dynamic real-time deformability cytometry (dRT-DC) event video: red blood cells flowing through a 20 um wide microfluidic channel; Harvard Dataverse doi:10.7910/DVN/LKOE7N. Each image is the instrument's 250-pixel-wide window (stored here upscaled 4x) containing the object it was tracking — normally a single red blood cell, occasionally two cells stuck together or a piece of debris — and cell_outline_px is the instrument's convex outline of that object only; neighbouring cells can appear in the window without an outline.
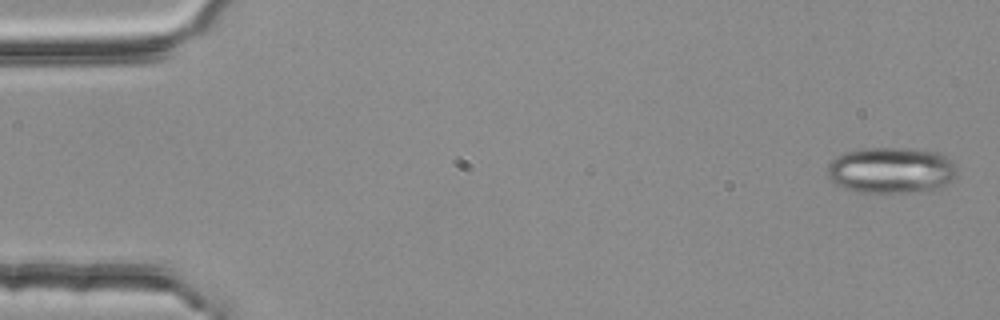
{"species": "common noctule bat (a hibernating species)", "species_latin": "Nyctalus noctula", "temperature_condition": "room temperature", "stored_images_in_passage": 4, "camera_frame_rate_fps": 3000, "um_per_image_px": 0.085, "animal": {"sex": "female", "body_mass_g": 25.1}, "frame": {"image": 1, "passage_image": 1, "time_ms": 0.0, "image_size_px": [1000, 320], "cell_outline_px": [[956, 176], [952, 180], [940, 188], [908, 192], [856, 192], [832, 184], [824, 172], [828, 164], [836, 156], [844, 152], [860, 148], [916, 148], [940, 152], [952, 160], [956, 168]], "centroid_in_image_um": [75.7, 14.45], "position_along_channel_um": 9.3, "area_um2": 35.55}}